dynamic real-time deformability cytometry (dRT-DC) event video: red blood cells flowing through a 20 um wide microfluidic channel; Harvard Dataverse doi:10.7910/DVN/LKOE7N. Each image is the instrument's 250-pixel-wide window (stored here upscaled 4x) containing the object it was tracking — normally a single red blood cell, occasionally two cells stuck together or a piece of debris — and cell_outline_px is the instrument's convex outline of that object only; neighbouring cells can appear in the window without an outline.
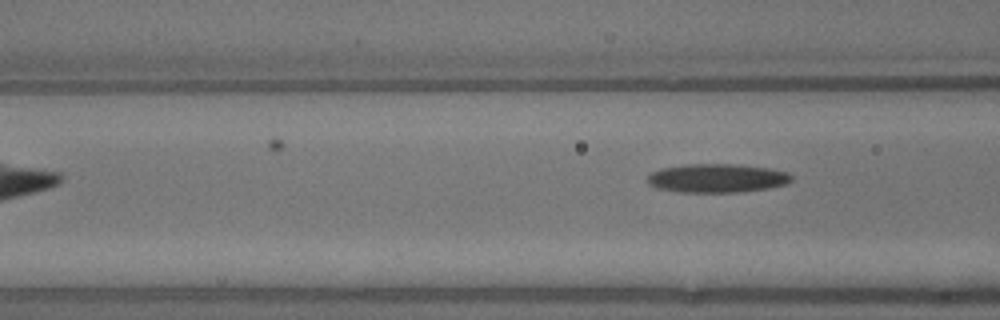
{"species": "common noctule bat (a hibernating species)", "species_latin": "Nyctalus noctula", "temperature_condition": "warm", "stored_images_in_passage": 7, "camera_frame_rate_fps": 3000, "um_per_image_px": 0.085, "animal": {"sex": "male", "body_mass_g": 13.3}, "frame": {"image": 1, "passage_image": 7, "time_ms": 2.0, "image_size_px": [1000, 320], "cell_outline_px": [[792, 180], [788, 184], [768, 188], [740, 192], [680, 192], [656, 188], [648, 184], [648, 176], [652, 172], [660, 168], [684, 164], [732, 164], [768, 168], [788, 172], [792, 176]], "centroid_in_image_um": [60.94, 15.14], "position_along_channel_um": 105.7, "area_um2": 24.22}}